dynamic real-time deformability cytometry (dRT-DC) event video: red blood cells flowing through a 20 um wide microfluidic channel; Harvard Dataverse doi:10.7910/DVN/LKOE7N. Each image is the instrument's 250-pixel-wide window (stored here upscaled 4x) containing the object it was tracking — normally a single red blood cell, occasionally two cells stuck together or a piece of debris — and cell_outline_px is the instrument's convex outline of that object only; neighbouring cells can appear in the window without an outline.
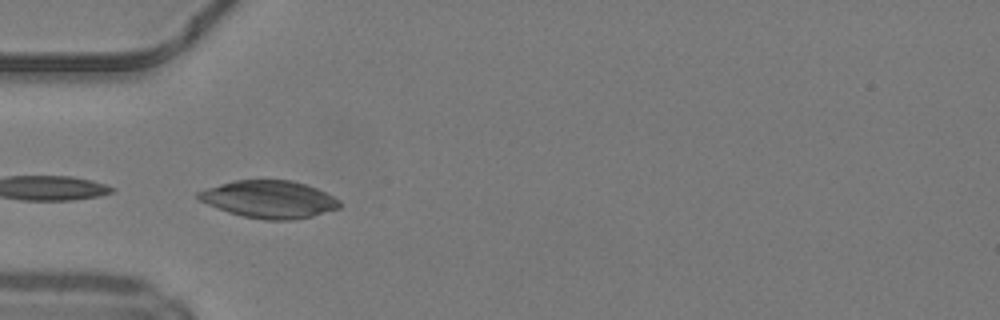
{"species": "common noctule bat (a hibernating species)", "species_latin": "Nyctalus noctula", "temperature_condition": "warm", "stored_images_in_passage": 46, "camera_frame_rate_fps": 3000, "um_per_image_px": 0.085, "animal": {"sex": "male", "body_mass_g": 19.2, "forearm_length_mm": 51.8}, "frame": {"image": 1, "passage_image": 15, "time_ms": 4.667, "image_size_px": [1000, 320], "cell_outline_px": [[340, 208], [312, 216], [292, 220], [264, 220], [244, 216], [228, 212], [208, 204], [200, 200], [196, 196], [196, 192], [220, 184], [236, 180], [292, 180], [316, 188], [340, 200]], "centroid_in_image_um": [22.88, 16.94], "position_along_channel_um": 62.1, "area_um2": 30.58}, "authors_computed_cell_mechanics": {"area_um2": 17.8024, "velocity_mm_per_s": 4.2142, "shape_relaxation_time_tau1_ms": null, "shape_relaxation_time_tau2_ms": 3.6101, "deformation_change_tau1": null, "deformation_change_tau2": 0.0955}}